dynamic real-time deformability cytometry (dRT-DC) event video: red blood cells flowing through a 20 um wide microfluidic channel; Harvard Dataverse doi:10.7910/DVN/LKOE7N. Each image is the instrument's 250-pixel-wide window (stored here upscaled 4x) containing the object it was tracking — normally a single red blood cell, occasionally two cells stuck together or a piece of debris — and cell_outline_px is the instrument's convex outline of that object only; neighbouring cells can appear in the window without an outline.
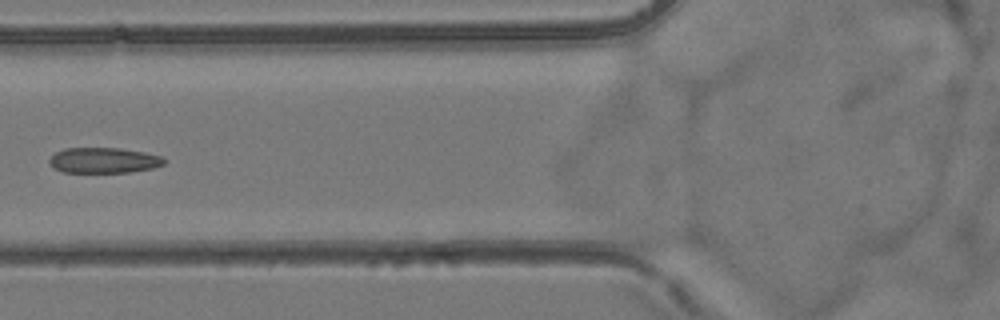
{"species": "common noctule bat (a hibernating species)", "species_latin": "Nyctalus noctula", "temperature_condition": "room temperature", "stored_images_in_passage": 6, "camera_frame_rate_fps": 3000, "um_per_image_px": 0.085, "animal": {"sex": "female", "body_mass_g": 24.6, "forearm_length_mm": 56.2}, "frame": {"image": 1, "passage_image": 5, "time_ms": 6.0, "image_size_px": [1000, 320], "cell_outline_px": [[164, 164], [152, 168], [128, 172], [64, 172], [56, 168], [48, 160], [56, 152], [64, 148], [120, 148], [144, 152], [160, 156], [164, 160]], "centroid_in_image_um": [8.82, 13.62], "position_along_channel_um": 117.0, "area_um2": 16.76}}
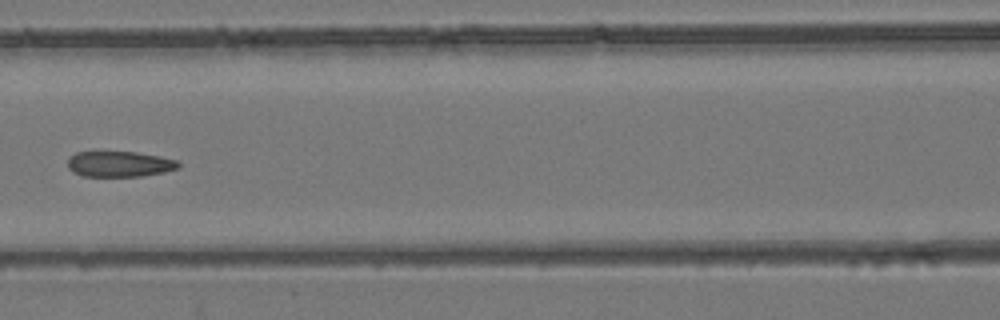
{"frame": {"image": 2, "passage_image": 6, "time_ms": 7.0, "image_size_px": [1000, 320], "cell_outline_px": [[180, 168], [164, 172], [140, 176], [84, 176], [72, 172], [68, 168], [68, 156], [76, 152], [136, 152], [160, 156], [176, 160], [180, 164]], "centroid_in_image_um": [10.14, 13.94], "position_along_channel_um": 156.5, "area_um2": 16.59}}